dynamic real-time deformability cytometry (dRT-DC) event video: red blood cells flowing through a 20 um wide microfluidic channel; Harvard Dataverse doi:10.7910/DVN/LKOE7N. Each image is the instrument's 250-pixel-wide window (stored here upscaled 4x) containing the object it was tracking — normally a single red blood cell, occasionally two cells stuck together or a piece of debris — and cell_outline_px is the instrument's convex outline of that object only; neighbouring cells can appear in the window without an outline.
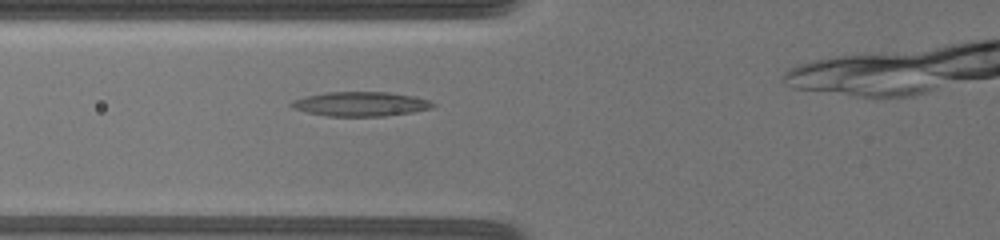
{"species": "common noctule bat (a hibernating species)", "species_latin": "Nyctalus noctula", "temperature_condition": "warm", "stored_images_in_passage": 19, "segment_of_instrument_passage": [1, 2], "camera_frame_rate_fps": 3000, "um_per_image_px": 0.085, "animal": {"sex": "female", "body_mass_g": 19.5, "forearm_length_mm": 54.1}, "frame": {"image": 1, "passage_image": 3, "time_ms": 0.667, "image_size_px": [1000, 240], "cell_outline_px": [[436, 104], [432, 108], [412, 112], [384, 116], [328, 116], [308, 112], [292, 108], [288, 104], [296, 100], [308, 96], [328, 92], [388, 92], [412, 96], [428, 100]], "centroid_in_image_um": [30.67, 8.84], "position_along_channel_um": 95.1, "area_um2": 19.83}}
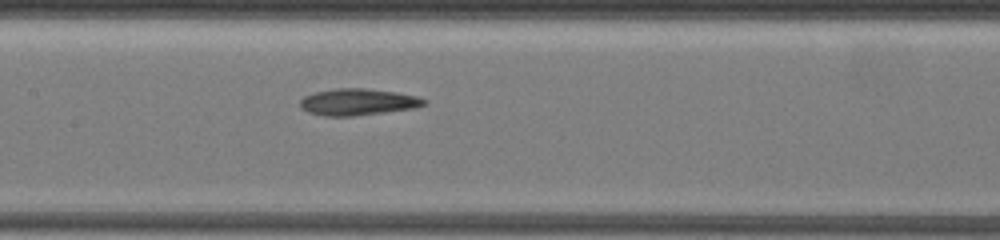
{"frame": {"image": 2, "passage_image": 10, "time_ms": 3.0, "image_size_px": [1000, 240], "cell_outline_px": [[428, 104], [416, 108], [352, 116], [324, 116], [308, 112], [300, 108], [300, 100], [304, 96], [316, 92], [336, 88], [364, 88], [396, 92], [416, 96], [428, 100]], "centroid_in_image_um": [30.44, 8.67], "position_along_channel_um": 177.0, "area_um2": 19.31}}
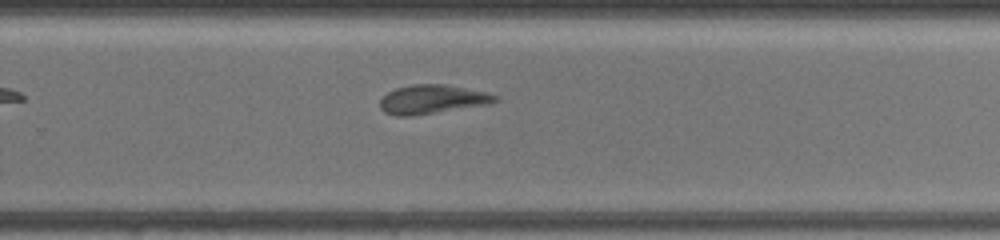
{"frame": {"image": 3, "passage_image": 18, "time_ms": 6.333, "image_size_px": [1000, 240], "cell_outline_px": [[500, 100], [488, 104], [412, 116], [396, 116], [384, 112], [380, 108], [380, 100], [388, 92], [396, 88], [412, 84], [444, 84], [484, 92], [496, 96]], "centroid_in_image_um": [36.69, 8.45], "position_along_channel_um": 293.1, "area_um2": 19.19}}